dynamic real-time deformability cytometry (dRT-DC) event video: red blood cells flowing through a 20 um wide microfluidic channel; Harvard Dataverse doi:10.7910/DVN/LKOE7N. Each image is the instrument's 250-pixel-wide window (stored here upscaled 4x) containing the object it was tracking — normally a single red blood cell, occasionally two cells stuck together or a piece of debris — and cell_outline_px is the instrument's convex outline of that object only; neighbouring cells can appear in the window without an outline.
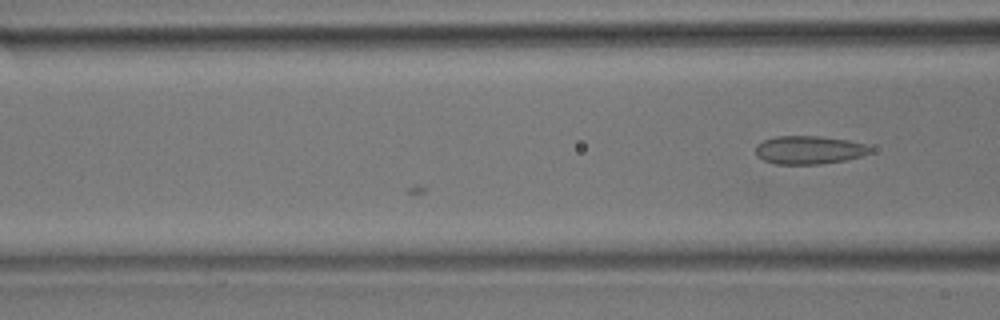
{"species": "common noctule bat (a hibernating species)", "species_latin": "Nyctalus noctula", "temperature_condition": "room temperature", "stored_images_in_passage": 13, "camera_frame_rate_fps": 3000, "um_per_image_px": 0.085, "animal": {"sex": "male", "body_mass_g": 17.9}, "frame": {"image": 1, "passage_image": 13, "time_ms": 4.0, "image_size_px": [1000, 320], "cell_outline_px": [[872, 152], [848, 160], [820, 164], [776, 164], [764, 160], [756, 156], [756, 144], [764, 140], [776, 136], [820, 136], [848, 140], [864, 144], [872, 148]], "centroid_in_image_um": [68.77, 12.75], "position_along_channel_um": 97.8, "area_um2": 18.96}}